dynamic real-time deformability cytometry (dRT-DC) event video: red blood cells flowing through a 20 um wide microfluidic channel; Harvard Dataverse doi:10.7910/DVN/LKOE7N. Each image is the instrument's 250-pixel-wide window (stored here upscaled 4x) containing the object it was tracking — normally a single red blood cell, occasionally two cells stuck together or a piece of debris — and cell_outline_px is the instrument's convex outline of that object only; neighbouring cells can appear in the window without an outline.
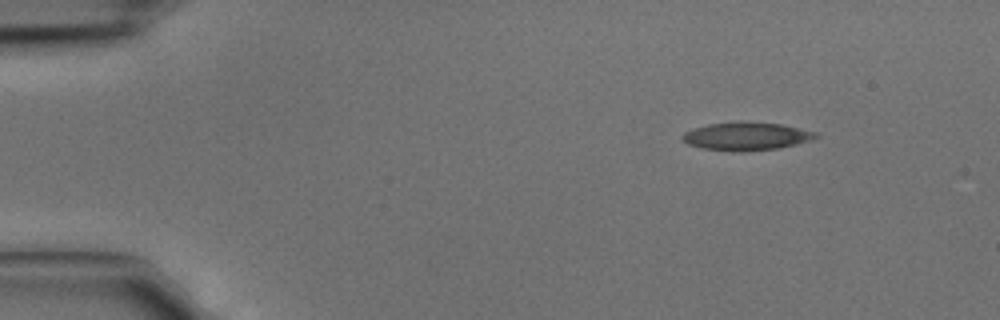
{"species": "common noctule bat (a hibernating species)", "species_latin": "Nyctalus noctula", "temperature_condition": "cold", "stored_images_in_passage": 3, "camera_frame_rate_fps": 3000, "um_per_image_px": 0.085, "animal": {"sex": "male", "body_mass_g": 15.6}, "frame": {"image": 1, "passage_image": 1, "time_ms": 0.0, "image_size_px": [1000, 320], "cell_outline_px": [[820, 136], [796, 144], [780, 148], [740, 152], [732, 152], [700, 148], [688, 144], [680, 140], [680, 136], [684, 132], [692, 128], [708, 124], [744, 120], [780, 124], [816, 132]], "centroid_in_image_um": [63.36, 11.58], "position_along_channel_um": 21.6, "area_um2": 22.25}}
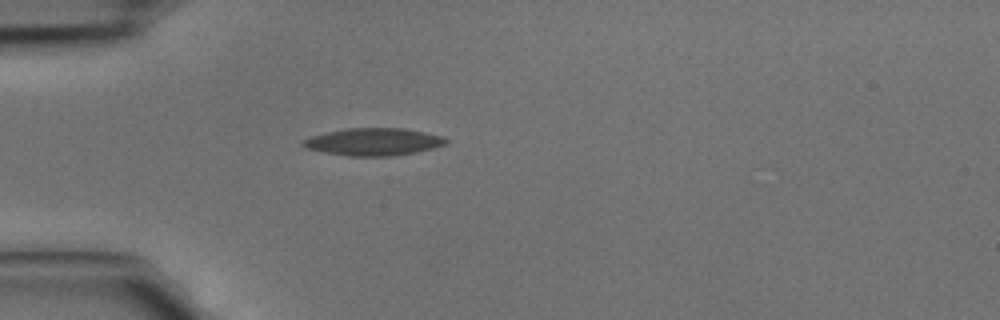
{"frame": {"image": 2, "passage_image": 3, "time_ms": 0.667, "image_size_px": [1000, 320], "cell_outline_px": [[448, 144], [416, 152], [392, 156], [348, 156], [324, 152], [304, 148], [300, 144], [300, 140], [312, 136], [344, 128], [404, 128], [444, 136], [448, 140]], "centroid_in_image_um": [31.73, 12.05], "position_along_channel_um": 53.3, "area_um2": 23.0}}